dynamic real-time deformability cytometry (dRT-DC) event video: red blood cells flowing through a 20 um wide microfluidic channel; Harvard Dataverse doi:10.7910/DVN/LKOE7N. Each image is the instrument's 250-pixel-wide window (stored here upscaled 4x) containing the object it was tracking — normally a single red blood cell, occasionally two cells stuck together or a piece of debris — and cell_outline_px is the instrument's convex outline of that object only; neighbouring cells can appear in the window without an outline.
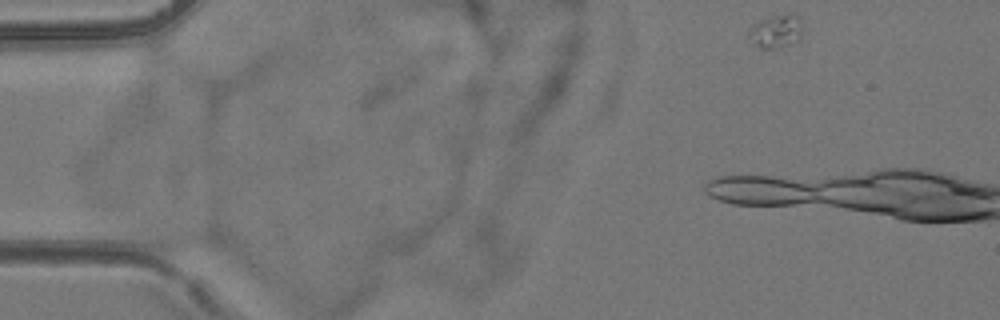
{"species": "common noctule bat (a hibernating species)", "species_latin": "Nyctalus noctula", "temperature_condition": "room temperature", "stored_images_in_passage": 2, "camera_frame_rate_fps": 3000, "um_per_image_px": 0.085, "animal": {"sex": "female", "body_mass_g": 24.6, "forearm_length_mm": 56.2}, "frame": {"image": 1, "passage_image": 1, "time_ms": 0.0, "image_size_px": [1000, 320], "cell_outline_px": [[804, 32], [800, 40], [792, 44], [776, 48], [760, 48], [748, 36], [748, 32], [752, 24], [760, 20], [772, 16], [788, 12], [792, 12], [800, 16], [804, 20]], "centroid_in_image_um": [66.08, 2.61], "position_along_channel_um": 18.9, "area_um2": 11.04}}